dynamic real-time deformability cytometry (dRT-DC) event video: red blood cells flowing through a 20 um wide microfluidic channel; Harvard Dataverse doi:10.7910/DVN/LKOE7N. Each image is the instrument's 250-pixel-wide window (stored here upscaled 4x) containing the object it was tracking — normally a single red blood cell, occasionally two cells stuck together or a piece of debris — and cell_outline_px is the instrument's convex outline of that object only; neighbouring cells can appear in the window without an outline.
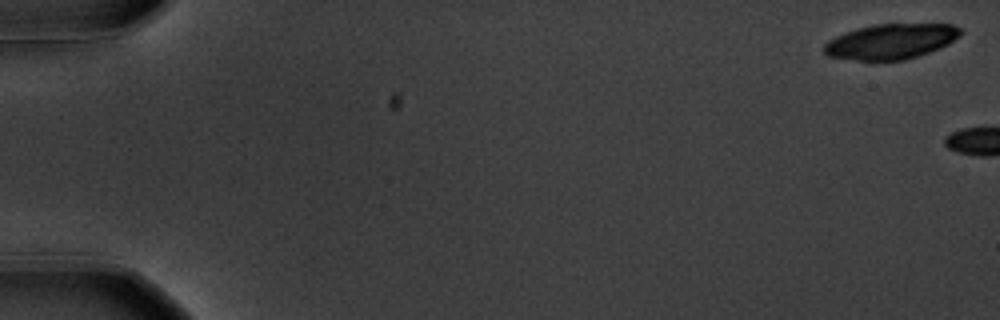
{"species": "common noctule bat (a hibernating species)", "species_latin": "Nyctalus noctula", "temperature_condition": "warm", "stored_images_in_passage": 5, "camera_frame_rate_fps": 3000, "um_per_image_px": 0.085, "animal": {"sex": "male", "body_mass_g": 20.1, "forearm_length_mm": 53.5}, "frame": {"image": 1, "passage_image": 1, "time_ms": 0.0, "image_size_px": [1000, 320], "cell_outline_px": [[960, 36], [948, 44], [940, 48], [904, 60], [860, 60], [828, 56], [824, 52], [824, 44], [828, 40], [844, 32], [876, 24], [952, 24], [960, 28]], "centroid_in_image_um": [75.73, 3.52], "position_along_channel_um": 9.3, "area_um2": 27.69}}